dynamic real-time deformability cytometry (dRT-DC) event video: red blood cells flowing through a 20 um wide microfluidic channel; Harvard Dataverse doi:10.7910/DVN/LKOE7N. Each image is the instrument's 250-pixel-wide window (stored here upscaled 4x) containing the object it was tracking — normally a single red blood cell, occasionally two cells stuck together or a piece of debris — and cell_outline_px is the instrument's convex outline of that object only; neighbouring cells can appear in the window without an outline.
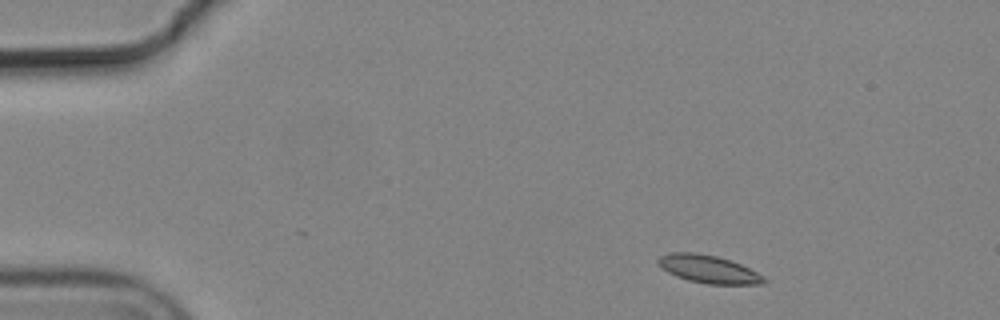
{"species": "common noctule bat (a hibernating species)", "species_latin": "Nyctalus noctula", "temperature_condition": "cold", "stored_images_in_passage": 4, "camera_frame_rate_fps": 3000, "um_per_image_px": 0.085, "animal": {"sex": "male", "body_mass_g": 19.2, "forearm_length_mm": 51.8}, "frame": {"image": 1, "passage_image": 1, "time_ms": 0.0, "image_size_px": [1000, 320], "cell_outline_px": [[768, 280], [764, 284], [708, 284], [688, 280], [676, 276], [668, 272], [656, 260], [660, 256], [672, 252], [696, 252], [716, 256], [740, 264], [764, 276]], "centroid_in_image_um": [60.24, 22.88], "position_along_channel_um": 24.8, "area_um2": 16.99}}
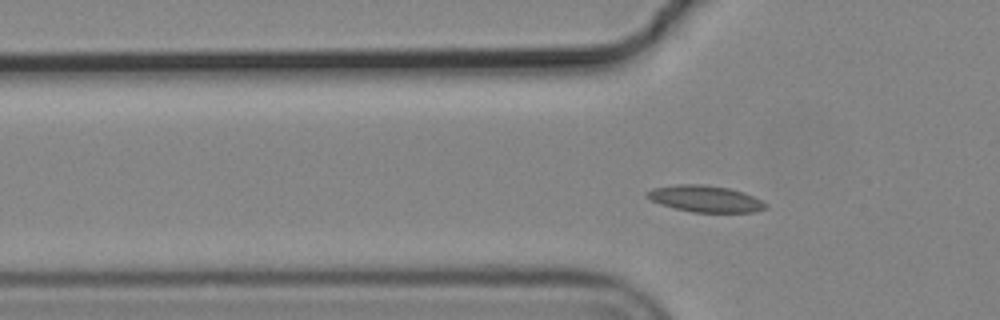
{"frame": {"image": 2, "passage_image": 4, "time_ms": 1.0, "image_size_px": [1000, 320], "cell_outline_px": [[768, 208], [756, 212], [692, 212], [660, 204], [644, 196], [644, 192], [652, 188], [680, 184], [700, 184], [728, 188], [744, 192], [768, 204]], "centroid_in_image_um": [59.94, 16.9], "position_along_channel_um": 65.9, "area_um2": 18.32}}